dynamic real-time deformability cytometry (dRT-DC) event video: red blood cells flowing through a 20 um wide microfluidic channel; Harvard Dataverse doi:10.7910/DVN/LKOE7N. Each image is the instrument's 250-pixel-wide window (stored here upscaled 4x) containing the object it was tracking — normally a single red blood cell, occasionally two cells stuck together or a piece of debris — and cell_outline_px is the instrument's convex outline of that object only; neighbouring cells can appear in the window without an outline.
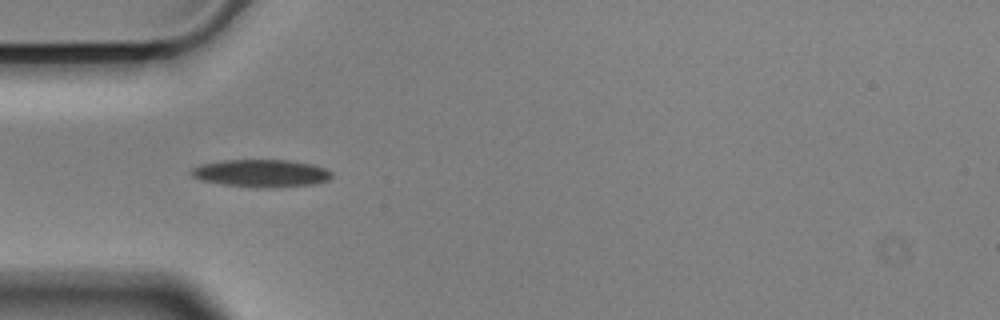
{"species": "Egyptian fruit bat (a non-hibernating species)", "species_latin": "Rousettus aegyptiacus", "temperature_condition": "cold", "stored_images_in_passage": 40, "camera_frame_rate_fps": 3000, "um_per_image_px": 0.085, "animal": {"sex": "male"}, "frame": {"image": 1, "passage_image": 1, "time_ms": 0.0, "image_size_px": [1000, 320], "cell_outline_px": [[332, 176], [328, 180], [312, 184], [272, 188], [260, 188], [224, 184], [200, 180], [192, 176], [188, 172], [192, 168], [200, 164], [224, 160], [292, 160], [312, 164], [324, 168], [332, 172]], "centroid_in_image_um": [22.18, 14.72], "position_along_channel_um": 62.8, "area_um2": 22.66}}
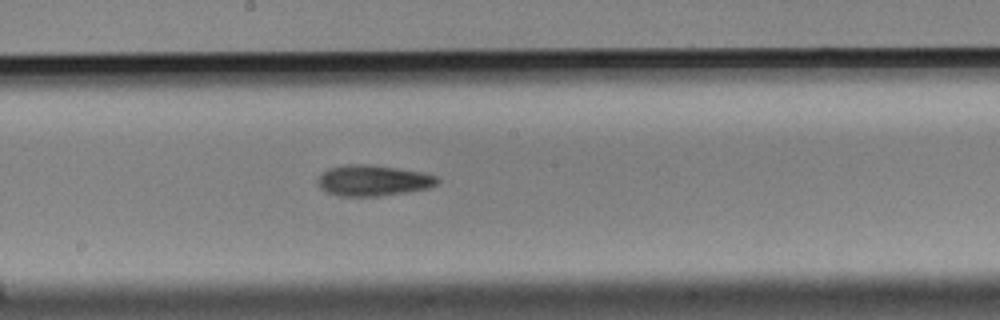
{"frame": {"image": 2, "passage_image": 14, "time_ms": 4.333, "image_size_px": [1000, 320], "cell_outline_px": [[440, 180], [436, 184], [428, 188], [408, 192], [380, 196], [336, 196], [320, 188], [316, 184], [316, 180], [328, 168], [344, 164], [372, 164], [424, 172], [436, 176]], "centroid_in_image_um": [31.7, 15.34], "position_along_channel_um": 216.5, "area_um2": 21.79}}
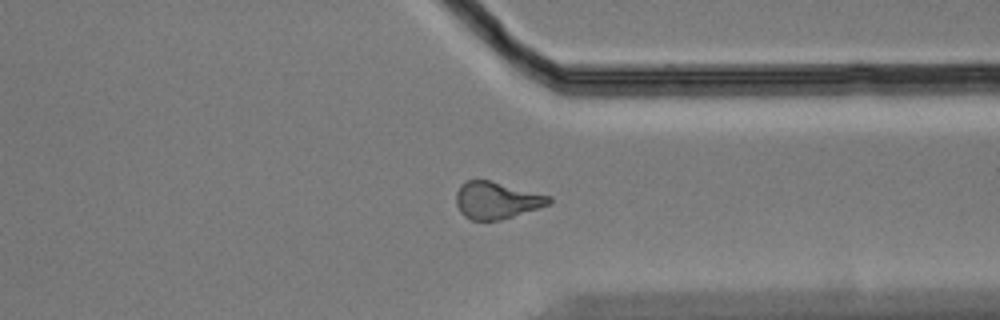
{"frame": {"image": 3, "passage_image": 27, "time_ms": 8.667, "image_size_px": [1000, 320], "cell_outline_px": [[552, 204], [500, 220], [472, 220], [464, 216], [460, 212], [456, 204], [456, 192], [460, 184], [464, 180], [488, 180], [552, 196]], "centroid_in_image_um": [42.21, 17.02], "position_along_channel_um": 369.2, "area_um2": 20.11}, "authors_computed_cell_mechanics": {"area_um2": 20.6057, "velocity_mm_per_s": 3.5538, "shape_relaxation_time_tau1_ms": 3.5321, "shape_relaxation_time_tau2_ms": null, "deformation_change_tau1": 0.13, "deformation_change_tau2": null}}